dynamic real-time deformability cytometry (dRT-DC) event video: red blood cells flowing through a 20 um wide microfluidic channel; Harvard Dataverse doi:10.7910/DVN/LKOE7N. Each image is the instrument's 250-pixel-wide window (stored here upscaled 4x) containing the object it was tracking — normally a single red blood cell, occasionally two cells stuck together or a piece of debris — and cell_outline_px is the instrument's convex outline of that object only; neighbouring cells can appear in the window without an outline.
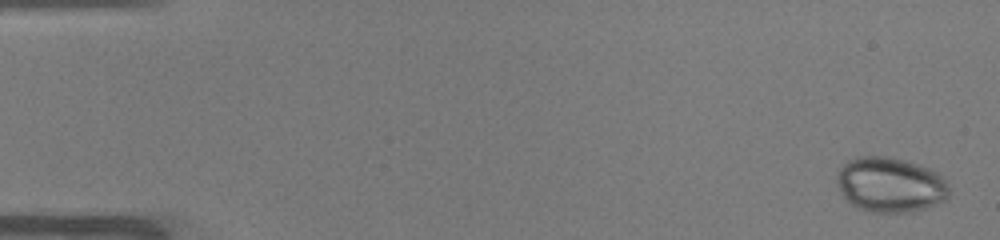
{"species": "common noctule bat (a hibernating species)", "species_latin": "Nyctalus noctula", "temperature_condition": "warm", "stored_images_in_passage": 50, "camera_frame_rate_fps": 3000, "um_per_image_px": 0.085, "animal": {"sex": "male", "body_mass_g": 19.0, "forearm_length_mm": 50.8}, "frame": {"image": 1, "passage_image": 1, "time_ms": 0.0, "image_size_px": [1000, 240], "cell_outline_px": [[948, 196], [944, 200], [924, 208], [908, 212], [868, 212], [856, 208], [840, 192], [836, 180], [836, 176], [840, 168], [848, 160], [860, 156], [892, 156], [920, 164], [936, 172], [944, 180], [948, 188]], "centroid_in_image_um": [75.63, 15.69], "position_along_channel_um": 9.4, "area_um2": 35.95}}
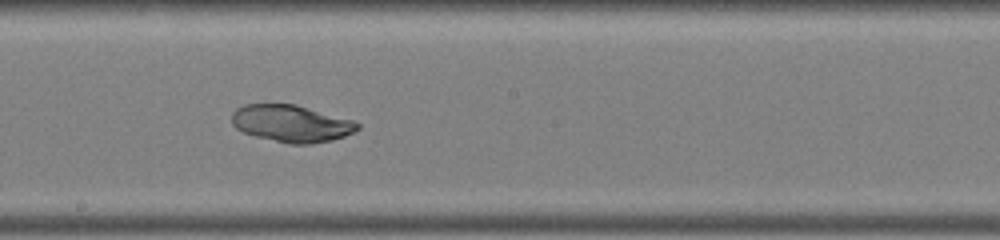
{"frame": {"image": 2, "passage_image": 28, "time_ms": 9.0, "image_size_px": [1000, 240], "cell_outline_px": [[360, 128], [344, 136], [332, 140], [312, 144], [288, 144], [256, 136], [244, 132], [236, 128], [232, 124], [232, 112], [236, 108], [244, 104], [296, 104], [352, 120], [360, 124]], "centroid_in_image_um": [24.75, 10.49], "position_along_channel_um": 223.4, "area_um2": 27.11}}
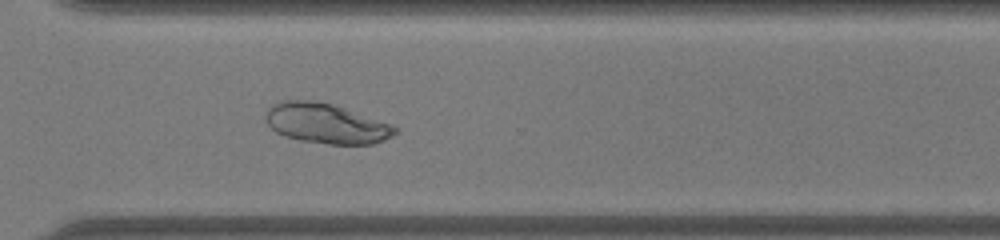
{"frame": {"image": 3, "passage_image": 37, "time_ms": 12.0, "image_size_px": [1000, 240], "cell_outline_px": [[400, 128], [392, 136], [376, 144], [328, 144], [300, 140], [284, 136], [276, 132], [268, 124], [264, 116], [268, 108], [272, 104], [280, 100], [312, 100], [332, 104], [392, 124]], "centroid_in_image_um": [27.71, 10.49], "position_along_channel_um": 342.9, "area_um2": 30.29}}